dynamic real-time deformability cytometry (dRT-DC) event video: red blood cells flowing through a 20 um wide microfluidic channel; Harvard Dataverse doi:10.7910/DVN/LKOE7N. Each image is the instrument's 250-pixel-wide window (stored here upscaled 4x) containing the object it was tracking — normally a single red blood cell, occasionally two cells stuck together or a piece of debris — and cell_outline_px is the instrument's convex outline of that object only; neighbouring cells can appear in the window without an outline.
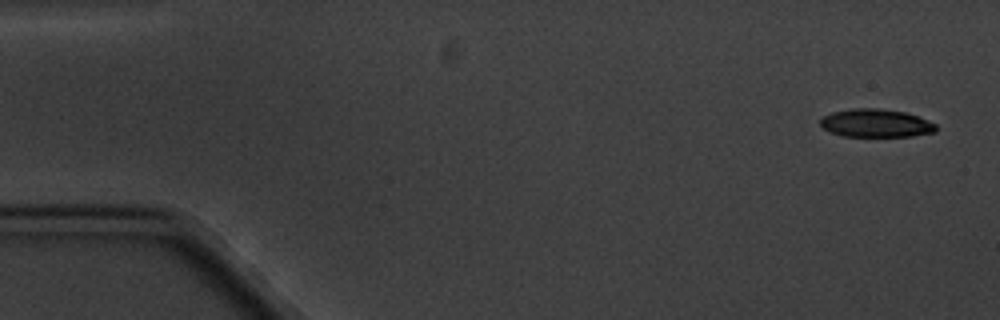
{"species": "common noctule bat (a hibernating species)", "species_latin": "Nyctalus noctula", "temperature_condition": "cold", "stored_images_in_passage": 5, "camera_frame_rate_fps": 3000, "um_per_image_px": 0.085, "animal": {"sex": "male", "body_mass_g": 20.1, "forearm_length_mm": 53.5}, "frame": {"image": 1, "passage_image": 1, "time_ms": 0.0, "image_size_px": [1000, 320], "cell_outline_px": [[936, 132], [912, 136], [844, 136], [832, 132], [824, 128], [820, 124], [820, 120], [824, 116], [832, 112], [852, 108], [876, 108], [904, 112], [916, 116], [936, 124]], "centroid_in_image_um": [74.45, 10.47], "position_along_channel_um": 10.6, "area_um2": 18.73}}
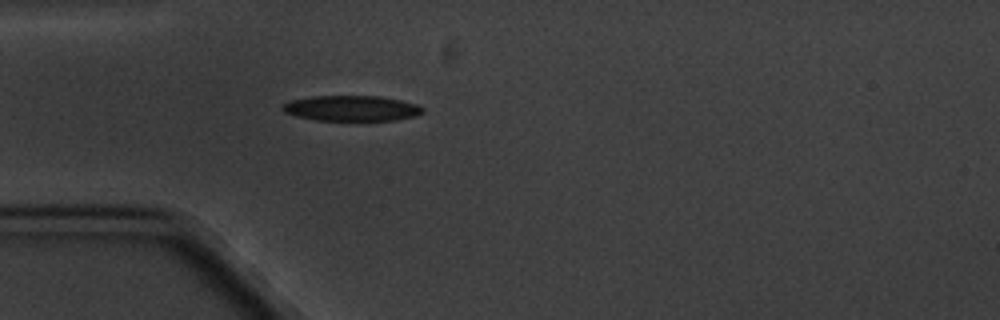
{"frame": {"image": 2, "passage_image": 5, "time_ms": 4.667, "image_size_px": [1000, 320], "cell_outline_px": [[424, 112], [416, 116], [396, 120], [316, 120], [296, 116], [284, 112], [280, 108], [280, 104], [288, 100], [312, 96], [380, 96], [400, 100], [416, 104], [424, 108]], "centroid_in_image_um": [29.84, 9.2], "position_along_channel_um": 55.2, "area_um2": 20.98}}